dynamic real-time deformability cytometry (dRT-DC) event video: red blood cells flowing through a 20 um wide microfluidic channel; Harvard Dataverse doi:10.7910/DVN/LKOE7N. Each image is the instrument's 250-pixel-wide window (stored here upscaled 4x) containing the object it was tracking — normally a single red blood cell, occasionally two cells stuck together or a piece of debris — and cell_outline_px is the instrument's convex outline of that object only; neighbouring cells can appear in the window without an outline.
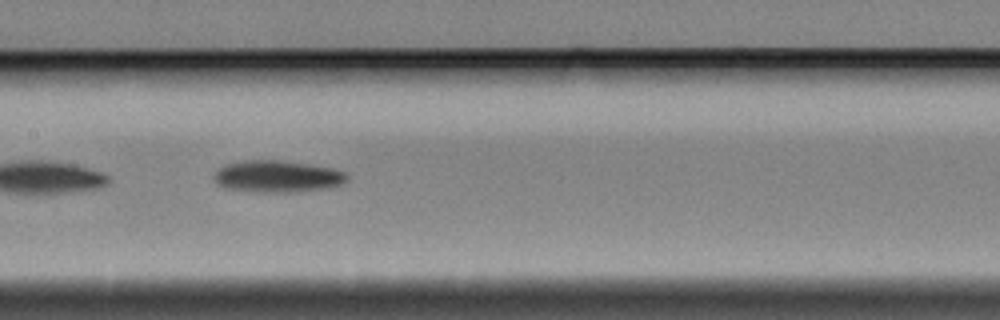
{"species": "Egyptian fruit bat (a non-hibernating species)", "species_latin": "Rousettus aegyptiacus", "temperature_condition": "cold", "stored_images_in_passage": 17, "camera_frame_rate_fps": 3000, "um_per_image_px": 0.085, "animal": {"sex": "female"}, "frame": {"image": 1, "passage_image": 12, "time_ms": 3.667, "image_size_px": [1000, 320], "cell_outline_px": [[348, 180], [340, 184], [328, 188], [296, 192], [252, 192], [224, 188], [216, 184], [212, 176], [220, 168], [228, 164], [244, 160], [280, 160], [308, 164], [332, 168], [344, 172], [348, 176]], "centroid_in_image_um": [23.55, 15.01], "position_along_channel_um": 183.8, "area_um2": 24.8}}